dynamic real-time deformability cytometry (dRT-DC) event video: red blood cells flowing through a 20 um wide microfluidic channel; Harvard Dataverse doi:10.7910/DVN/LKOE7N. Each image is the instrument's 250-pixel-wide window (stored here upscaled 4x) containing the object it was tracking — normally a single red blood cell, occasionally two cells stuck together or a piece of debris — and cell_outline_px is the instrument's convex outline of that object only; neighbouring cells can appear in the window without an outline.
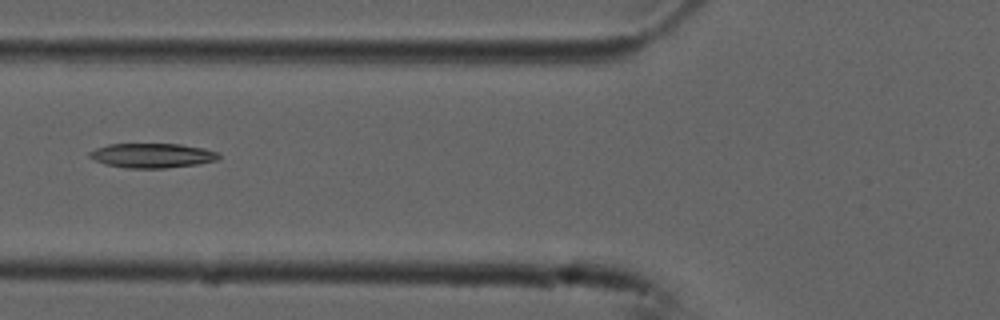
{"species": "common noctule bat (a hibernating species)", "species_latin": "Nyctalus noctula", "temperature_condition": "cold", "stored_images_in_passage": 3, "camera_frame_rate_fps": 3000, "um_per_image_px": 0.085, "animal": {"sex": "male", "forearm_length_mm": 52.5}, "frame": {"image": 1, "passage_image": 3, "time_ms": 0.667, "image_size_px": [1000, 320], "cell_outline_px": [[220, 156], [216, 160], [196, 164], [164, 168], [124, 168], [104, 164], [88, 156], [88, 152], [96, 148], [108, 144], [180, 144], [204, 148], [216, 152]], "centroid_in_image_um": [12.89, 13.22], "position_along_channel_um": 112.9, "area_um2": 18.38}}